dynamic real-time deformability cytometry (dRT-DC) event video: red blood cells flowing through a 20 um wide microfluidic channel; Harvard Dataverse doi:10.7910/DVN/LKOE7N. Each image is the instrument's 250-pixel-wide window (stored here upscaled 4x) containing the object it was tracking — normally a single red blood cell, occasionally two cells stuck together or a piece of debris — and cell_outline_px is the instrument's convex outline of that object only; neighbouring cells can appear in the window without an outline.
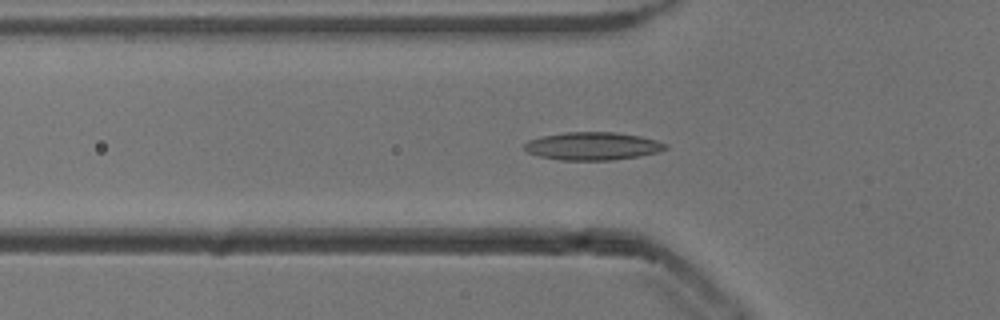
{"species": "common noctule bat (a hibernating species)", "species_latin": "Nyctalus noctula", "temperature_condition": "cold", "stored_images_in_passage": 55, "camera_frame_rate_fps": 3000, "um_per_image_px": 0.085, "animal": {"sex": "male", "body_mass_g": 13.3}, "frame": {"image": 1, "passage_image": 18, "time_ms": 5.667, "image_size_px": [1000, 320], "cell_outline_px": [[668, 148], [656, 152], [636, 156], [612, 160], [560, 160], [540, 156], [528, 152], [524, 148], [524, 144], [528, 140], [540, 136], [564, 132], [616, 132], [640, 136], [656, 140], [668, 144]], "centroid_in_image_um": [50.35, 12.41], "position_along_channel_um": 75.4, "area_um2": 22.89}}
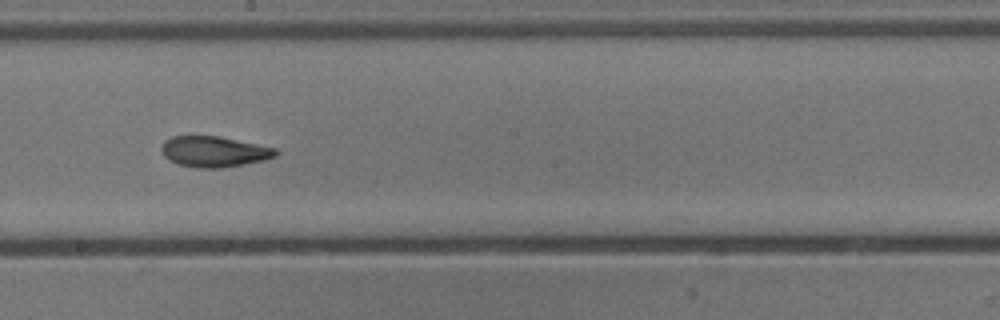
{"frame": {"image": 2, "passage_image": 30, "time_ms": 9.667, "image_size_px": [1000, 320], "cell_outline_px": [[280, 152], [276, 156], [264, 160], [244, 164], [220, 168], [196, 168], [180, 164], [168, 160], [164, 156], [160, 148], [164, 140], [172, 136], [220, 136], [276, 148]], "centroid_in_image_um": [18.19, 12.88], "position_along_channel_um": 230.0, "area_um2": 20.58}}
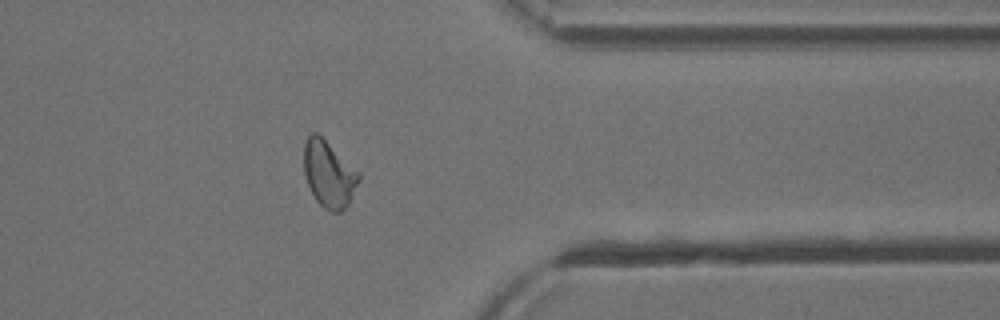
{"frame": {"image": 3, "passage_image": 43, "time_ms": 14.0, "image_size_px": [1000, 320], "cell_outline_px": [[360, 180], [348, 204], [340, 212], [332, 212], [324, 208], [316, 200], [304, 176], [304, 144], [308, 136], [312, 132], [316, 132], [360, 172]], "centroid_in_image_um": [27.95, 14.8], "position_along_channel_um": 383.4, "area_um2": 21.1}, "authors_computed_cell_mechanics": {"area_um2": 20.9814, "velocity_mm_per_s": 3.8366, "shape_relaxation_time_tau1_ms": 6.6312, "shape_relaxation_time_tau2_ms": 2.5808, "deformation_change_tau1": 0.1643, "deformation_change_tau2": 0.0833}}